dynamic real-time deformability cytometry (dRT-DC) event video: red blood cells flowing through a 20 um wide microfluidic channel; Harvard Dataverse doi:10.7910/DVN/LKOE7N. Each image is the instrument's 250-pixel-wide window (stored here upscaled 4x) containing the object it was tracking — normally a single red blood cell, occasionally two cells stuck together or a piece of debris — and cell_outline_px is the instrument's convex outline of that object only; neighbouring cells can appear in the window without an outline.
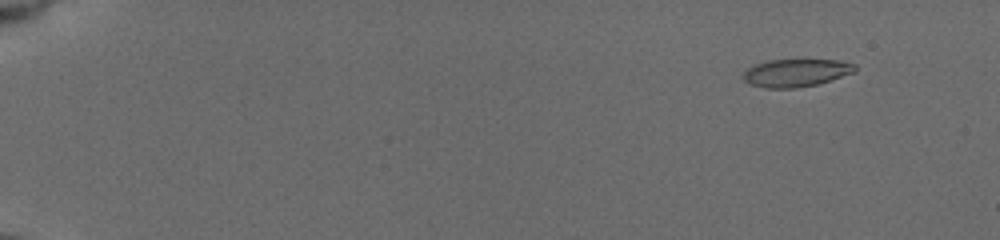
{"species": "common noctule bat (a hibernating species)", "species_latin": "Nyctalus noctula", "temperature_condition": "cold", "stored_images_in_passage": 58, "camera_frame_rate_fps": 3000, "um_per_image_px": 0.085, "animal": {"sex": "female", "body_mass_g": 19.5, "forearm_length_mm": 54.1}, "frame": {"image": 1, "passage_image": 7, "time_ms": 2.0, "image_size_px": [1000, 240], "cell_outline_px": [[856, 72], [816, 84], [796, 88], [764, 88], [748, 84], [744, 80], [744, 72], [748, 68], [756, 64], [768, 60], [804, 56], [836, 60], [856, 64]], "centroid_in_image_um": [67.68, 6.13], "position_along_channel_um": 17.3, "area_um2": 18.96}}
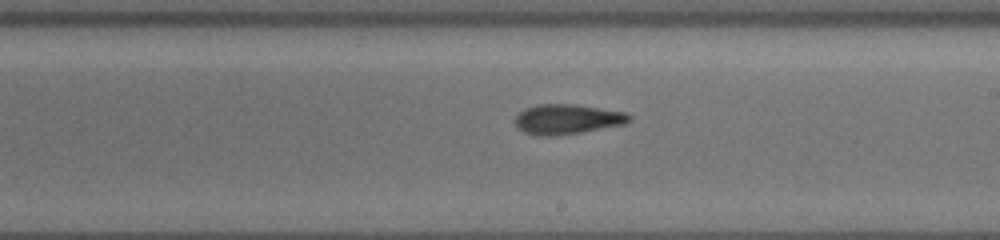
{"frame": {"image": 2, "passage_image": 37, "time_ms": 12.0, "image_size_px": [1000, 240], "cell_outline_px": [[632, 120], [624, 124], [580, 132], [548, 136], [540, 136], [524, 132], [512, 120], [524, 108], [536, 104], [572, 104], [624, 112], [632, 116]], "centroid_in_image_um": [48.18, 10.12], "position_along_channel_um": 240.8, "area_um2": 19.71}}
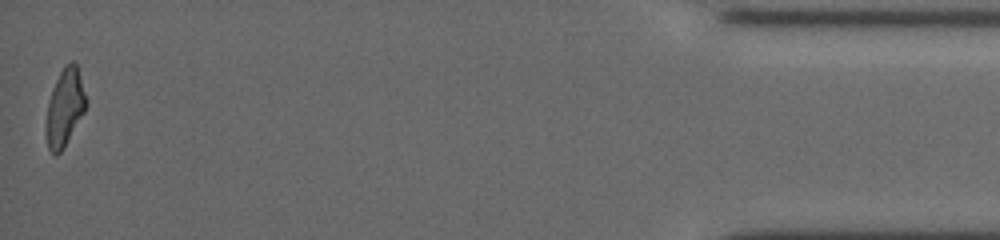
{"frame": {"image": 3, "passage_image": 58, "time_ms": 19.0, "image_size_px": [1000, 240], "cell_outline_px": [[88, 104], [84, 112], [64, 148], [56, 156], [48, 148], [44, 132], [44, 124], [48, 104], [52, 88], [60, 72], [72, 60], [76, 64], [88, 100]], "centroid_in_image_um": [5.49, 9.19], "position_along_channel_um": 429.7, "area_um2": 18.21}, "authors_computed_cell_mechanics": {"area_um2": 18.8428, "velocity_mm_per_s": 3.7708, "shape_relaxation_time_tau1_ms": 5.8133, "shape_relaxation_time_tau2_ms": 3.3786, "deformation_change_tau1": 0.1794, "deformation_change_tau2": 0.1118}}